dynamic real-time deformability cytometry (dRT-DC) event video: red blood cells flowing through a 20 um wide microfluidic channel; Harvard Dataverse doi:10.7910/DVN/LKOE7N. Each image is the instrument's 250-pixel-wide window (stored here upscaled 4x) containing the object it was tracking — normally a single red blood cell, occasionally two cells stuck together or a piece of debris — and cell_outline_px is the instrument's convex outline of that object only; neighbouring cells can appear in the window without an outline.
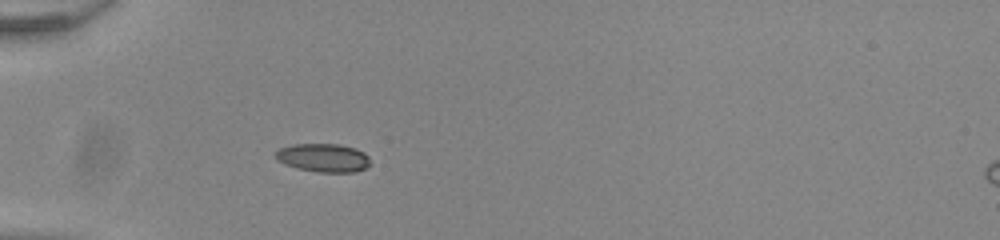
{"species": "common noctule bat (a hibernating species)", "species_latin": "Nyctalus noctula", "temperature_condition": "room temperature", "stored_images_in_passage": 37, "camera_frame_rate_fps": 3000, "um_per_image_px": 0.085, "animal": {"sex": "male", "body_mass_g": 20.0, "forearm_length_mm": 53.3}, "frame": {"image": 1, "passage_image": 1, "time_ms": 0.0, "image_size_px": [1000, 240], "cell_outline_px": [[368, 164], [364, 168], [352, 172], [320, 172], [296, 168], [284, 164], [276, 160], [276, 152], [280, 148], [292, 144], [340, 144], [356, 148], [364, 152], [368, 156]], "centroid_in_image_um": [27.45, 13.4], "position_along_channel_um": 57.5, "area_um2": 15.61}}
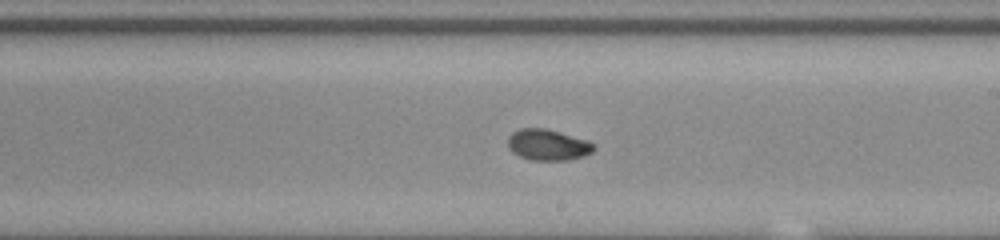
{"frame": {"image": 2, "passage_image": 16, "time_ms": 5.0, "image_size_px": [1000, 240], "cell_outline_px": [[596, 148], [592, 152], [584, 156], [568, 160], [532, 160], [520, 156], [512, 152], [508, 148], [508, 136], [512, 132], [520, 128], [544, 128], [560, 132], [588, 140], [596, 144]], "centroid_in_image_um": [46.58, 12.31], "position_along_channel_um": 242.4, "area_um2": 15.72}}
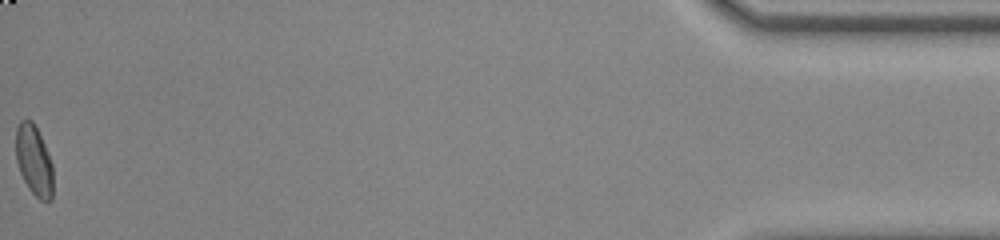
{"frame": {"image": 3, "passage_image": 37, "time_ms": 12.0, "image_size_px": [1000, 240], "cell_outline_px": [[52, 200], [48, 204], [40, 200], [28, 188], [20, 172], [16, 160], [16, 128], [20, 120], [32, 120], [48, 152], [52, 164]], "centroid_in_image_um": [2.89, 13.67], "position_along_channel_um": 432.3, "area_um2": 15.26}, "authors_computed_cell_mechanics": {"area_um2": 15.4326, "velocity_mm_per_s": 3.9444, "shape_relaxation_time_tau1_ms": 7.8678, "shape_relaxation_time_tau2_ms": 1.6696, "deformation_change_tau1": 0.1854, "deformation_change_tau2": 0.0418}}